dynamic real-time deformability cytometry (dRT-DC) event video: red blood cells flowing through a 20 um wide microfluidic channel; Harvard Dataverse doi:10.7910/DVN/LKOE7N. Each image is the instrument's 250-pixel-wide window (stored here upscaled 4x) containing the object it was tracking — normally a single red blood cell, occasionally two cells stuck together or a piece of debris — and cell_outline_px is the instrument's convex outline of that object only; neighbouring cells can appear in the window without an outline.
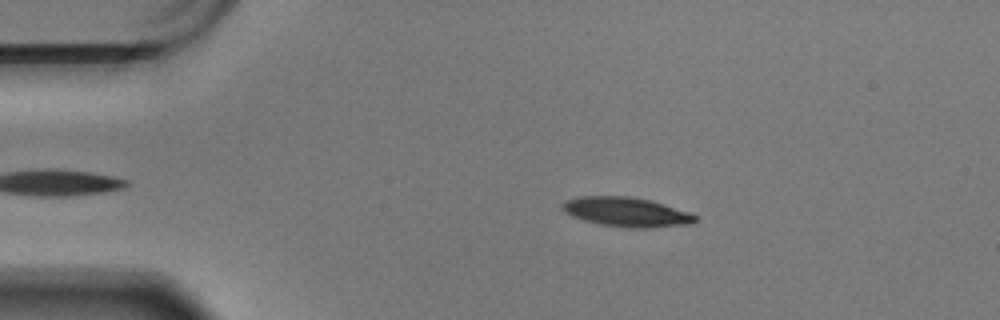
{"species": "Egyptian fruit bat (a non-hibernating species)", "species_latin": "Rousettus aegyptiacus", "temperature_condition": "warm", "stored_images_in_passage": 41, "camera_frame_rate_fps": 3000, "um_per_image_px": 0.085, "animal": {"sex": "male"}, "frame": {"image": 1, "passage_image": 3, "time_ms": 0.667, "image_size_px": [1000, 320], "cell_outline_px": [[696, 220], [692, 224], [652, 228], [632, 228], [600, 224], [584, 220], [572, 216], [564, 212], [560, 208], [560, 204], [564, 200], [580, 196], [628, 196], [648, 200], [664, 204], [688, 212], [696, 216]], "centroid_in_image_um": [53.2, 18.02], "position_along_channel_um": 31.8, "area_um2": 22.83}}
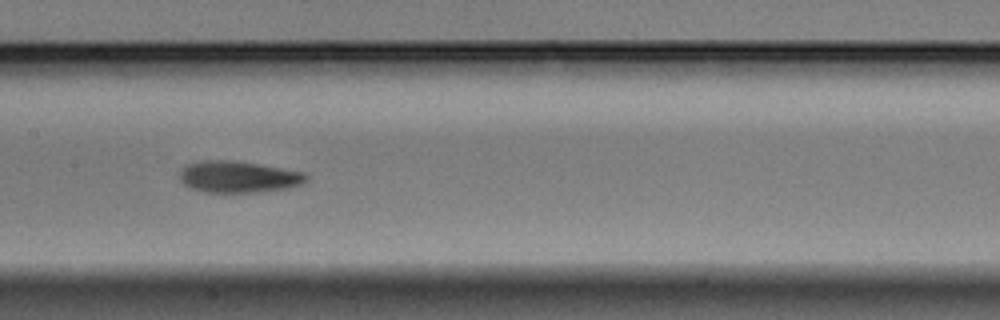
{"frame": {"image": 2, "passage_image": 21, "time_ms": 6.667, "image_size_px": [1000, 320], "cell_outline_px": [[308, 180], [300, 184], [288, 188], [260, 192], [204, 192], [188, 188], [176, 176], [180, 168], [184, 164], [204, 160], [236, 160], [260, 164], [304, 172], [308, 176]], "centroid_in_image_um": [20.19, 15.02], "position_along_channel_um": 187.2, "area_um2": 23.81}}
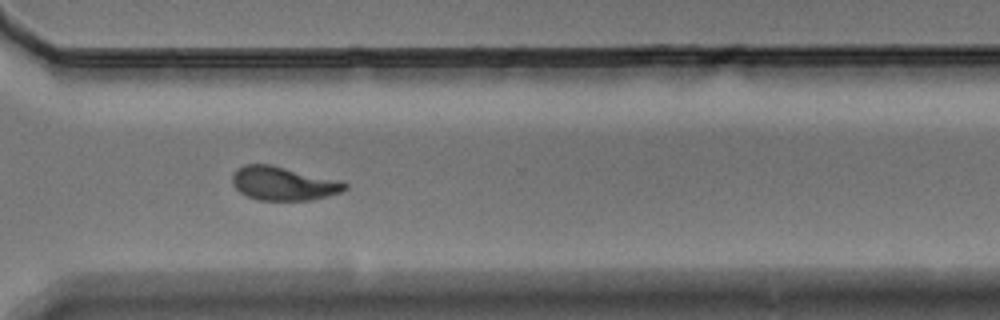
{"frame": {"image": 3, "passage_image": 35, "time_ms": 11.333, "image_size_px": [1000, 320], "cell_outline_px": [[348, 188], [340, 192], [312, 200], [260, 200], [248, 196], [240, 192], [232, 184], [232, 176], [236, 168], [244, 164], [272, 164], [336, 180], [348, 184]], "centroid_in_image_um": [24.04, 15.59], "position_along_channel_um": 346.6, "area_um2": 21.96}, "authors_computed_cell_mechanics": {"area_um2": 23.0622, "velocity_mm_per_s": 3.4208, "shape_relaxation_time_tau1_ms": 3.5257, "shape_relaxation_time_tau2_ms": 3.4986, "deformation_change_tau1": 0.1318, "deformation_change_tau2": 0.0921}}